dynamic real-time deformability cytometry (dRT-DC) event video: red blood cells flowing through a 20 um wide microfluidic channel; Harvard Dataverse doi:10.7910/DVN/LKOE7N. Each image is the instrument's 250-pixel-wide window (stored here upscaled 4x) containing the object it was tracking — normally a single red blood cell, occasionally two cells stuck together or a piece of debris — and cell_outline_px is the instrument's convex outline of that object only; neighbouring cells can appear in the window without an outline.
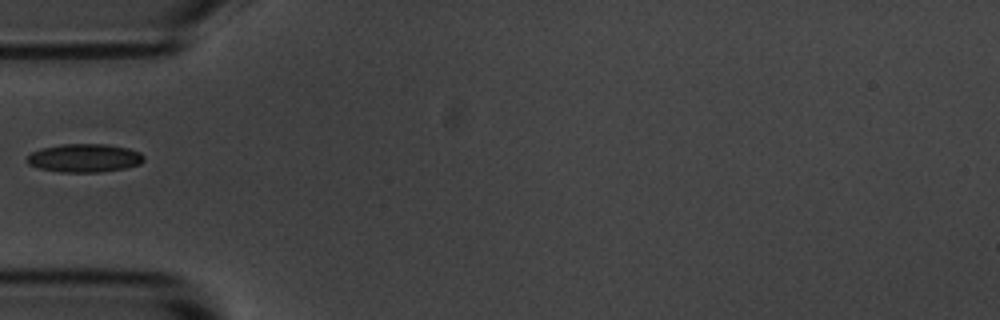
{"species": "common noctule bat (a hibernating species)", "species_latin": "Nyctalus noctula", "temperature_condition": "room temperature", "stored_images_in_passage": 12, "camera_frame_rate_fps": 3000, "um_per_image_px": 0.085, "animal": {"sex": "male", "body_mass_g": 20.1, "forearm_length_mm": 53.5}, "frame": {"image": 1, "passage_image": 1, "time_ms": 0.0, "image_size_px": [1000, 320], "cell_outline_px": [[144, 160], [140, 164], [124, 168], [100, 172], [60, 172], [40, 168], [28, 164], [28, 156], [32, 152], [40, 148], [64, 144], [108, 144], [128, 148], [140, 152], [144, 156]], "centroid_in_image_um": [7.2, 13.42], "position_along_channel_um": 77.8, "area_um2": 19.25}}
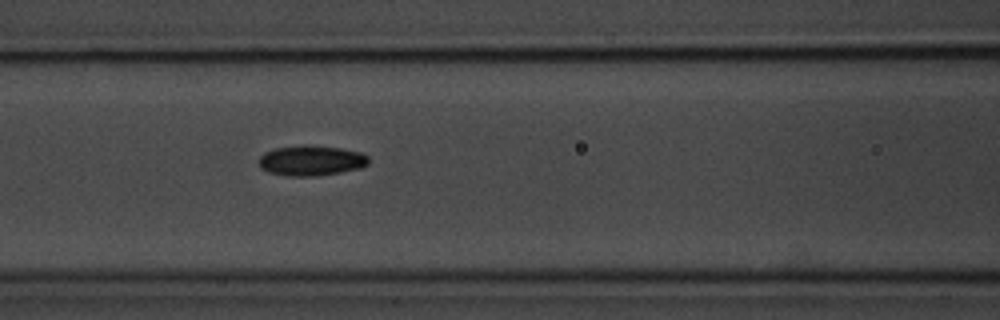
{"frame": {"image": 2, "passage_image": 6, "time_ms": 1.667, "image_size_px": [1000, 320], "cell_outline_px": [[368, 164], [360, 168], [340, 172], [316, 176], [284, 176], [268, 172], [260, 168], [260, 156], [264, 152], [276, 148], [340, 148], [360, 152], [368, 156]], "centroid_in_image_um": [26.45, 13.7], "position_along_channel_um": 140.2, "area_um2": 18.5}}
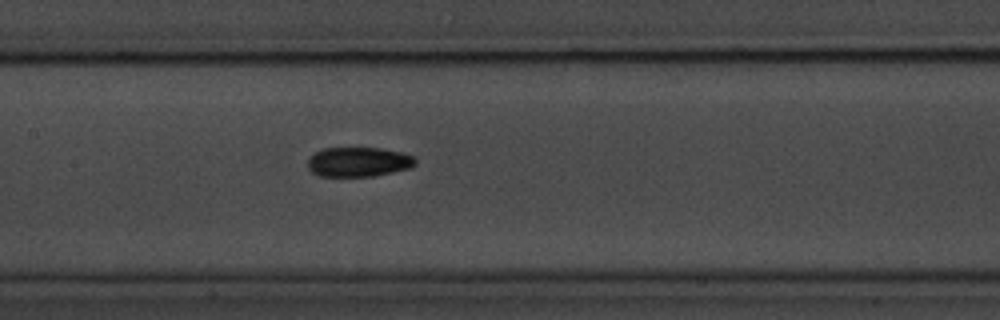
{"frame": {"image": 3, "passage_image": 9, "time_ms": 2.667, "image_size_px": [1000, 320], "cell_outline_px": [[416, 164], [408, 168], [392, 172], [372, 176], [320, 176], [312, 172], [308, 168], [308, 160], [316, 152], [324, 148], [380, 148], [400, 152], [416, 156]], "centroid_in_image_um": [30.49, 13.76], "position_along_channel_um": 176.9, "area_um2": 18.44}}